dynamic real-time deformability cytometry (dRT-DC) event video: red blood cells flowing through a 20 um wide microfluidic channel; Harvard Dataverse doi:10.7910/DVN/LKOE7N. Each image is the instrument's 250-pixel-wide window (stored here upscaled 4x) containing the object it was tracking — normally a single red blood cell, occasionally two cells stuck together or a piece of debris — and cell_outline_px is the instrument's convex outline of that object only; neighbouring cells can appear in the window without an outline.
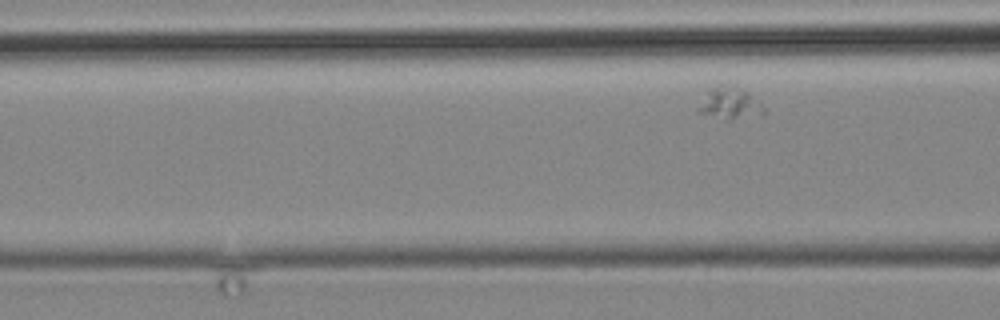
{"species": "common noctule bat (a hibernating species)", "species_latin": "Nyctalus noctula", "temperature_condition": "cold", "stored_images_in_passage": 4, "segment_of_instrument_passage": [2, 2], "camera_frame_rate_fps": 3000, "um_per_image_px": 0.085, "animal": {"sex": "male", "body_mass_g": 19.2, "forearm_length_mm": 51.8}, "frame": {"image": 1, "passage_image": 4, "time_ms": 4.0, "image_size_px": [1000, 320], "cell_outline_px": [[764, 112], [732, 120], [724, 120], [696, 112], [696, 108], [708, 92], [716, 84], [724, 84], [748, 92], [764, 108]], "centroid_in_image_um": [61.95, 8.8], "position_along_channel_um": 104.7, "area_um2": 11.79}}